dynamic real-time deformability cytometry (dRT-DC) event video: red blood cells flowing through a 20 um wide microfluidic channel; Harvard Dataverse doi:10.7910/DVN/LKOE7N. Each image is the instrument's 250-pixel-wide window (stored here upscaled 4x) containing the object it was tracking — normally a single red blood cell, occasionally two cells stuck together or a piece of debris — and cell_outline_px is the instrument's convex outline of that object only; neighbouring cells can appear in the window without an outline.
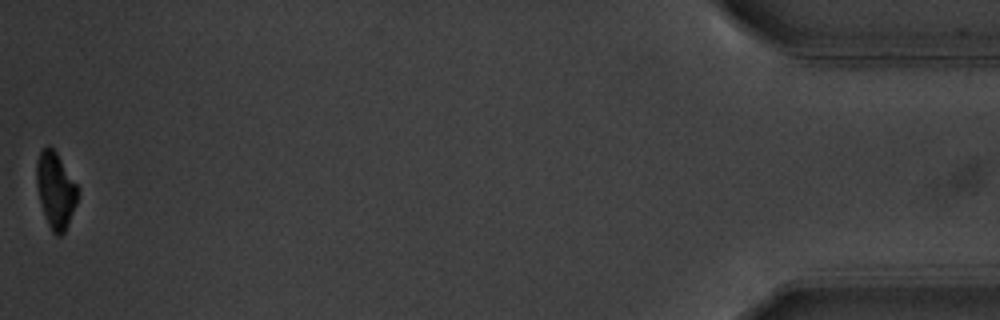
{"species": "common noctule bat (a hibernating species)", "species_latin": "Nyctalus noctula", "temperature_condition": "warm", "stored_images_in_passage": 39, "camera_frame_rate_fps": 3000, "um_per_image_px": 0.085, "animal": {"sex": "male", "body_mass_g": 20.1, "forearm_length_mm": 53.5}, "frame": {"image": 1, "passage_image": 39, "time_ms": 12.667, "image_size_px": [1000, 320], "cell_outline_px": [[80, 192], [76, 204], [68, 224], [64, 232], [60, 236], [56, 236], [52, 232], [48, 224], [40, 200], [36, 180], [36, 160], [40, 152], [48, 144], [56, 152], [80, 188]], "centroid_in_image_um": [4.75, 16.15], "position_along_channel_um": 430.5, "area_um2": 18.26}, "authors_computed_cell_mechanics": {"area_um2": 20.1722, "velocity_mm_per_s": 3.6585, "shape_relaxation_time_tau1_ms": 2.2678, "shape_relaxation_time_tau2_ms": null, "deformation_change_tau1": 0.1412, "deformation_change_tau2": null}}